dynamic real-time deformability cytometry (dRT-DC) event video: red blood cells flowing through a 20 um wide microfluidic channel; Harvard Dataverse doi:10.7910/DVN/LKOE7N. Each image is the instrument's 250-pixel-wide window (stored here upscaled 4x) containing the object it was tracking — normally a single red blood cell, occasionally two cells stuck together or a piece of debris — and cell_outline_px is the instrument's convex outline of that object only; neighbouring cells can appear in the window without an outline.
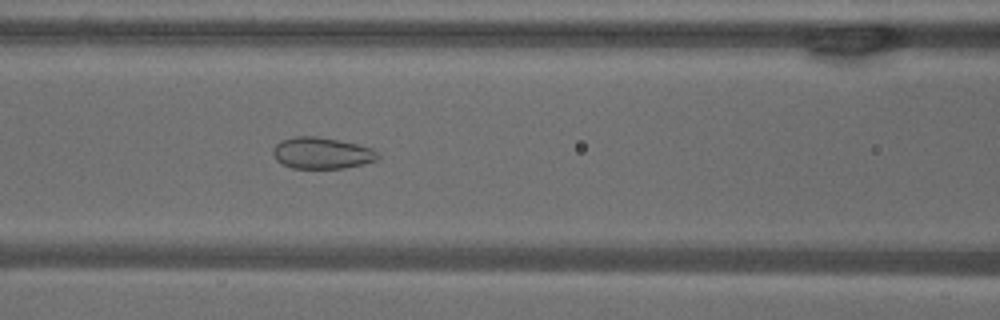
{"species": "common noctule bat (a hibernating species)", "species_latin": "Nyctalus noctula", "temperature_condition": "warm", "stored_images_in_passage": 49, "camera_frame_rate_fps": 3000, "um_per_image_px": 0.085, "animal": {"sex": "male", "body_mass_g": 18.8}, "frame": {"image": 1, "passage_image": 20, "time_ms": 6.333, "image_size_px": [1000, 320], "cell_outline_px": [[380, 156], [376, 160], [364, 164], [344, 168], [292, 168], [276, 160], [272, 152], [272, 148], [280, 140], [296, 136], [316, 136], [356, 144], [372, 148]], "centroid_in_image_um": [27.33, 13.01], "position_along_channel_um": 139.3, "area_um2": 19.13}}
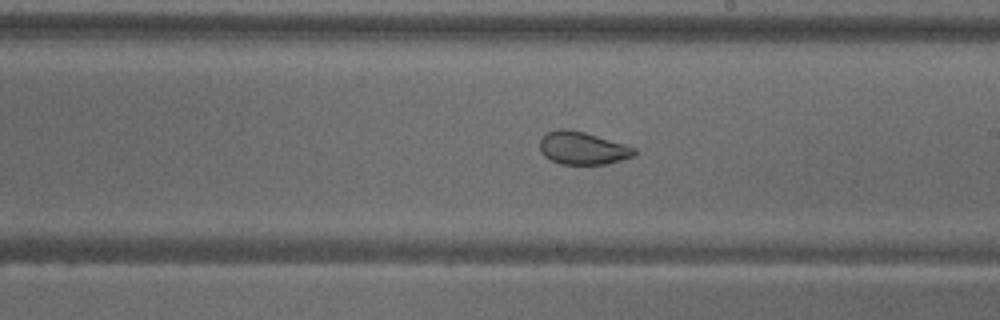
{"frame": {"image": 2, "passage_image": 28, "time_ms": 9.0, "image_size_px": [1000, 320], "cell_outline_px": [[636, 152], [632, 156], [608, 164], [560, 164], [544, 156], [540, 152], [540, 140], [548, 132], [560, 128], [568, 128], [584, 132], [624, 144], [636, 148]], "centroid_in_image_um": [49.5, 12.59], "position_along_channel_um": 239.5, "area_um2": 17.92}}
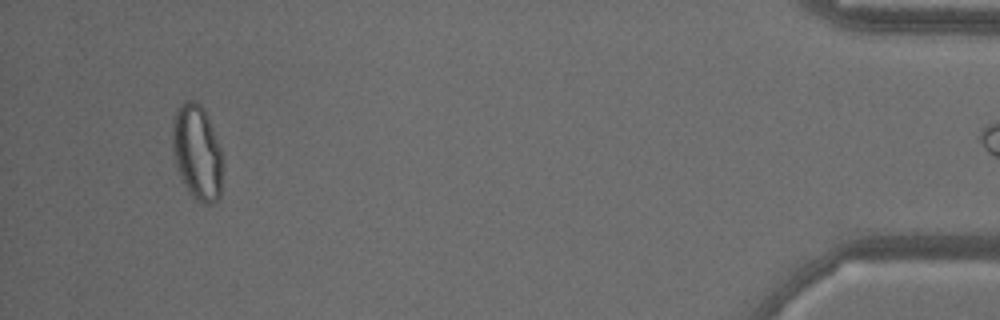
{"frame": {"image": 3, "passage_image": 48, "time_ms": 15.667, "image_size_px": [1000, 320], "cell_outline_px": [[224, 160], [220, 196], [212, 204], [204, 204], [196, 200], [188, 192], [176, 168], [172, 148], [172, 128], [176, 108], [184, 100], [196, 100], [204, 108], [220, 148]], "centroid_in_image_um": [16.75, 12.96], "position_along_channel_um": 418.4, "area_um2": 28.32}}